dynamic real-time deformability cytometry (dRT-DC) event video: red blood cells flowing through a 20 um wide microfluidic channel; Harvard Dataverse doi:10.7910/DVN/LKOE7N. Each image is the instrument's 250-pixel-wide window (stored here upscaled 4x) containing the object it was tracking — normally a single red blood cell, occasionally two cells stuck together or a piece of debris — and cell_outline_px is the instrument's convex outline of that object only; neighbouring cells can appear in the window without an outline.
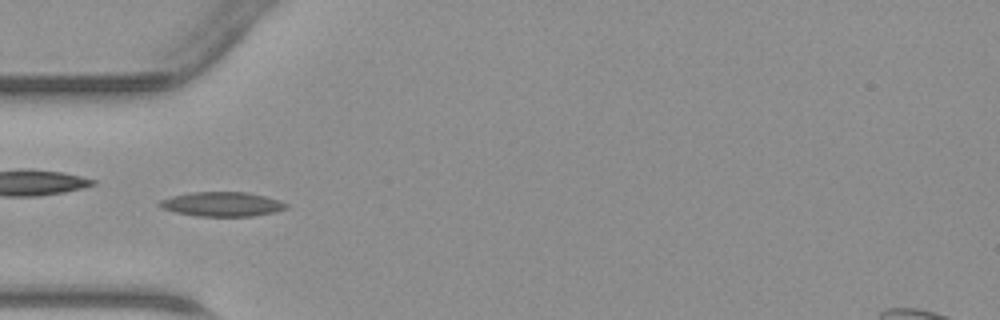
{"species": "common noctule bat (a hibernating species)", "species_latin": "Nyctalus noctula", "temperature_condition": "warm", "stored_images_in_passage": 45, "camera_frame_rate_fps": 3000, "um_per_image_px": 0.085, "animal": {"sex": "male", "body_mass_g": 23.1, "forearm_length_mm": 52.7}, "frame": {"image": 1, "passage_image": 14, "time_ms": 4.333, "image_size_px": [1000, 320], "cell_outline_px": [[288, 208], [276, 212], [252, 216], [200, 216], [176, 212], [160, 208], [156, 204], [160, 200], [172, 196], [192, 192], [248, 192], [280, 200], [288, 204]], "centroid_in_image_um": [18.88, 17.35], "position_along_channel_um": 66.1, "area_um2": 18.09}}
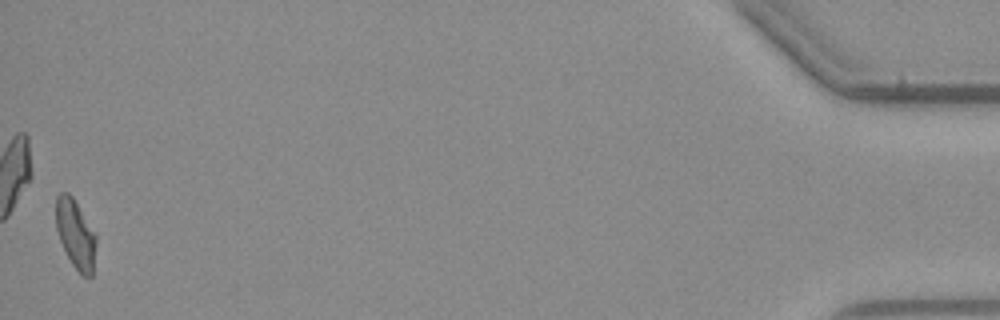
{"frame": {"image": 2, "passage_image": 45, "time_ms": 14.667, "image_size_px": [1000, 320], "cell_outline_px": [[96, 244], [92, 276], [84, 276], [72, 264], [60, 240], [56, 228], [56, 196], [60, 192], [68, 192], [72, 196], [96, 232]], "centroid_in_image_um": [6.43, 19.86], "position_along_channel_um": 428.8, "area_um2": 16.07}}